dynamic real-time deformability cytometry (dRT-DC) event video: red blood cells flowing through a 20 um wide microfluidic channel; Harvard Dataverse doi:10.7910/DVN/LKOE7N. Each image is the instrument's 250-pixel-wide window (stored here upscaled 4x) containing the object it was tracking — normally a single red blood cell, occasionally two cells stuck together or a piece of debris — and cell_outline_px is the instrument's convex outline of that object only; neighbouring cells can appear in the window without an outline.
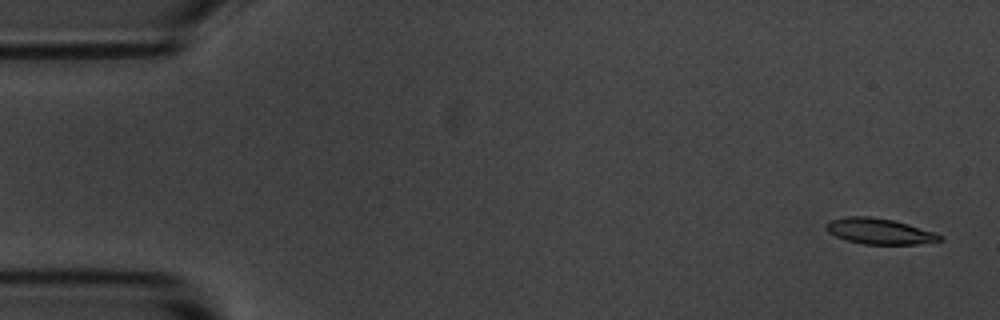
{"species": "common noctule bat (a hibernating species)", "species_latin": "Nyctalus noctula", "temperature_condition": "room temperature", "stored_images_in_passage": 8, "camera_frame_rate_fps": 3000, "um_per_image_px": 0.085, "animal": {"sex": "male", "body_mass_g": 20.1, "forearm_length_mm": 53.5}, "frame": {"image": 1, "passage_image": 1, "time_ms": 0.0, "image_size_px": [1000, 320], "cell_outline_px": [[944, 240], [916, 244], [864, 244], [844, 240], [828, 232], [824, 228], [824, 224], [828, 220], [844, 216], [872, 216], [892, 220], [908, 224], [944, 236]], "centroid_in_image_um": [74.67, 19.65], "position_along_channel_um": 10.3, "area_um2": 17.22}}
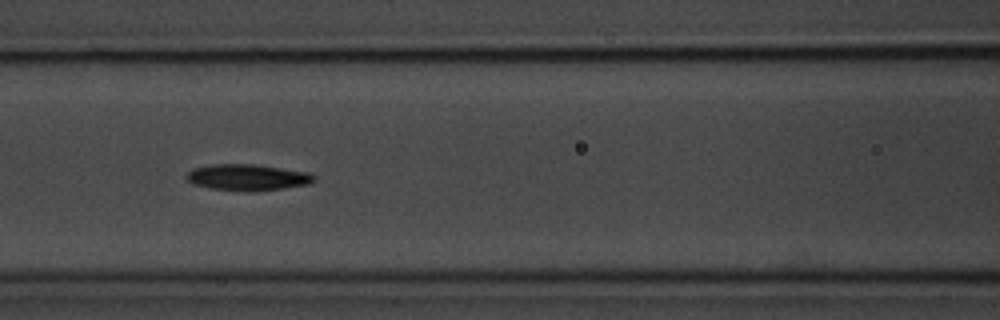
{"frame": {"image": 2, "passage_image": 7, "time_ms": 7.0, "image_size_px": [1000, 320], "cell_outline_px": [[316, 180], [308, 184], [284, 188], [248, 192], [208, 188], [192, 184], [184, 176], [192, 168], [212, 164], [256, 164], [308, 172], [316, 176]], "centroid_in_image_um": [21.01, 15.07], "position_along_channel_um": 145.6, "area_um2": 19.77}}
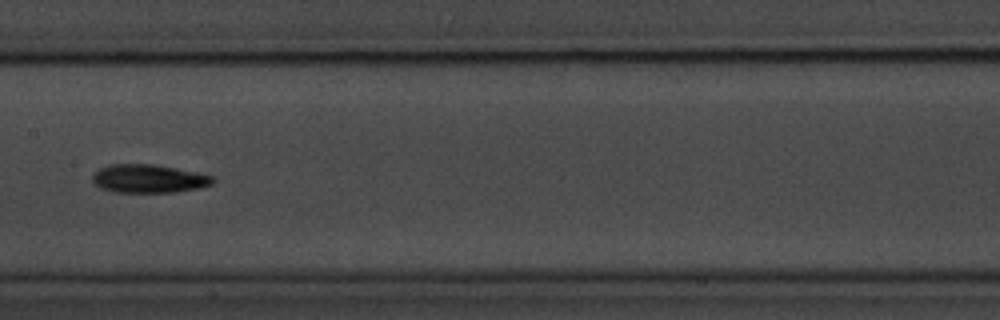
{"frame": {"image": 3, "passage_image": 8, "time_ms": 8.333, "image_size_px": [1000, 320], "cell_outline_px": [[216, 180], [212, 184], [200, 188], [176, 192], [112, 192], [100, 188], [92, 184], [92, 176], [100, 168], [108, 164], [156, 164], [196, 172], [212, 176]], "centroid_in_image_um": [12.62, 15.19], "position_along_channel_um": 194.8, "area_um2": 20.11}}